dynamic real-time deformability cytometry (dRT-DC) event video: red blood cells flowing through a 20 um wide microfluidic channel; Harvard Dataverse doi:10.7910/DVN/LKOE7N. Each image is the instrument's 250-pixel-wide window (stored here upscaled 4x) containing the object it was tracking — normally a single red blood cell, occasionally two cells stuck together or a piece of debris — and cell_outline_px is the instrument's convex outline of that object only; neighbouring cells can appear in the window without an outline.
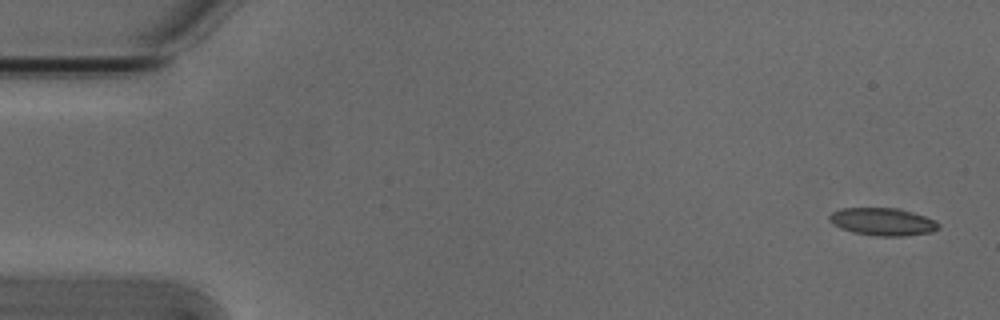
{"species": "Egyptian fruit bat (a non-hibernating species)", "species_latin": "Rousettus aegyptiacus", "temperature_condition": "cold", "stored_images_in_passage": 4, "camera_frame_rate_fps": 3000, "um_per_image_px": 0.085, "animal": {"sex": "male"}, "frame": {"image": 1, "passage_image": 1, "time_ms": 0.0, "image_size_px": [1000, 320], "cell_outline_px": [[940, 228], [932, 232], [904, 236], [876, 236], [852, 232], [840, 228], [832, 224], [828, 220], [828, 216], [832, 212], [840, 208], [900, 208], [936, 220], [940, 224]], "centroid_in_image_um": [75.02, 18.85], "position_along_channel_um": 10.0, "area_um2": 17.8}}
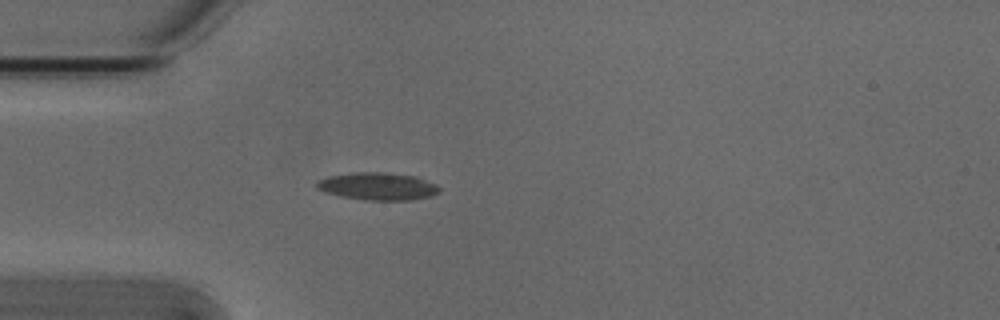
{"frame": {"image": 2, "passage_image": 4, "time_ms": 1.0, "image_size_px": [1000, 320], "cell_outline_px": [[440, 192], [428, 196], [408, 200], [364, 200], [340, 196], [324, 192], [316, 188], [316, 180], [328, 176], [352, 172], [384, 172], [416, 176], [436, 184], [440, 188]], "centroid_in_image_um": [32.06, 15.82], "position_along_channel_um": 52.9, "area_um2": 19.77}}